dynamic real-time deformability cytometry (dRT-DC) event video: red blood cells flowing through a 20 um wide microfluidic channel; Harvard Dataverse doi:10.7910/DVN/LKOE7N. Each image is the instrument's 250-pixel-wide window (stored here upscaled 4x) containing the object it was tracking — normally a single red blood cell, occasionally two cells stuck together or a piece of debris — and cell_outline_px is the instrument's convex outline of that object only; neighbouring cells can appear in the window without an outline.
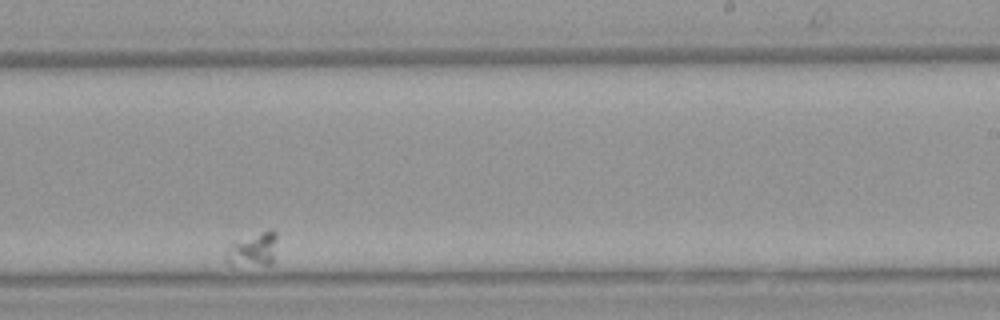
{"species": "Egyptian fruit bat (a non-hibernating species)", "species_latin": "Rousettus aegyptiacus", "temperature_condition": "warm", "stored_images_in_passage": 35, "camera_frame_rate_fps": 3000, "um_per_image_px": 0.085, "animal": {"sex": "female"}, "frame": {"image": 1, "passage_image": 25, "time_ms": 8.0, "image_size_px": [1000, 320], "cell_outline_px": [[276, 240], [272, 264], [232, 268], [224, 260], [224, 248], [232, 240], [260, 232], [276, 232]], "centroid_in_image_um": [21.34, 21.28], "position_along_channel_um": 267.7, "area_um2": 10.75}}